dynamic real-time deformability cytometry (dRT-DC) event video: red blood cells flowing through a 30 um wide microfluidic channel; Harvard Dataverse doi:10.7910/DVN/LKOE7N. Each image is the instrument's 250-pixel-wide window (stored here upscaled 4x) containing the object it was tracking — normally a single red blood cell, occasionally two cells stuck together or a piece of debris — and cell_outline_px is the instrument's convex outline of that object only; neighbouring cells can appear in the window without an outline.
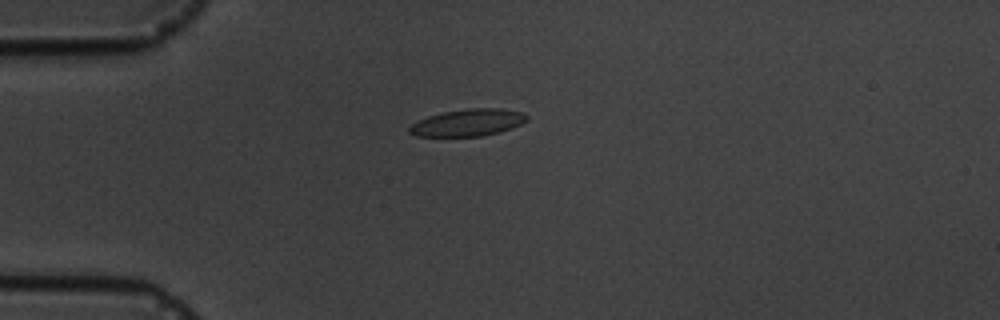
{"species": "common noctule bat (a hibernating species)", "species_latin": "Nyctalus noctula", "temperature_condition": "cold", "stored_images_in_passage": 11, "camera_frame_rate_fps": 3000, "um_per_image_px": 0.085, "animal": {"sex": "male", "body_mass_g": 19.5, "forearm_length_mm": 54.6}, "frame": {"image": 1, "passage_image": 4, "time_ms": 3.333, "image_size_px": [1000, 320], "cell_outline_px": [[528, 120], [512, 128], [500, 132], [484, 136], [416, 136], [408, 132], [408, 128], [412, 124], [428, 116], [444, 112], [468, 108], [500, 108], [524, 112], [528, 116]], "centroid_in_image_um": [39.81, 10.42], "position_along_channel_um": 45.2, "area_um2": 18.55}}
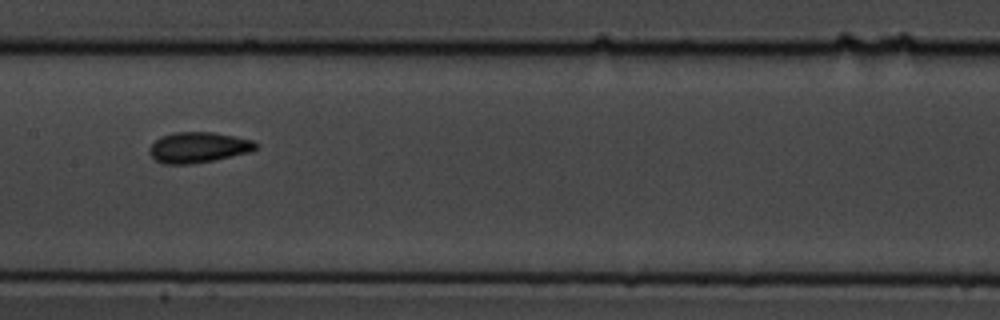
{"frame": {"image": 2, "passage_image": 8, "time_ms": 8.0, "image_size_px": [1000, 320], "cell_outline_px": [[260, 144], [256, 148], [248, 152], [212, 160], [188, 164], [164, 164], [156, 160], [148, 152], [148, 148], [160, 136], [176, 132], [212, 132], [252, 140]], "centroid_in_image_um": [16.82, 12.52], "position_along_channel_um": 190.6, "area_um2": 18.73}}
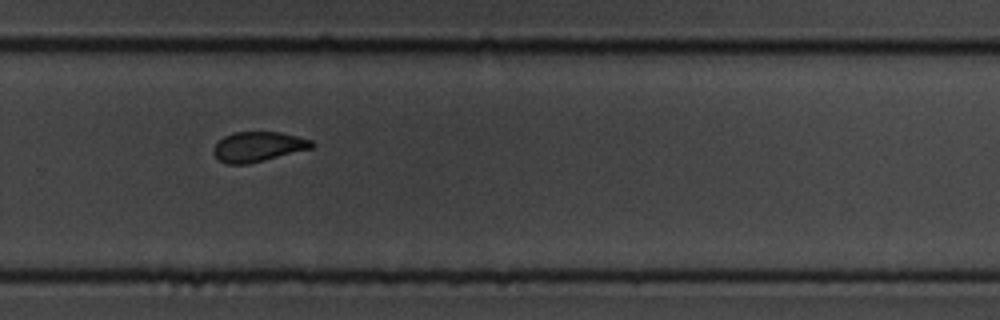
{"frame": {"image": 3, "passage_image": 11, "time_ms": 11.333, "image_size_px": [1000, 320], "cell_outline_px": [[316, 144], [312, 148], [248, 164], [228, 164], [220, 160], [212, 152], [212, 148], [224, 136], [236, 132], [280, 132], [312, 140]], "centroid_in_image_um": [21.94, 12.46], "position_along_channel_um": 307.9, "area_um2": 16.99}}